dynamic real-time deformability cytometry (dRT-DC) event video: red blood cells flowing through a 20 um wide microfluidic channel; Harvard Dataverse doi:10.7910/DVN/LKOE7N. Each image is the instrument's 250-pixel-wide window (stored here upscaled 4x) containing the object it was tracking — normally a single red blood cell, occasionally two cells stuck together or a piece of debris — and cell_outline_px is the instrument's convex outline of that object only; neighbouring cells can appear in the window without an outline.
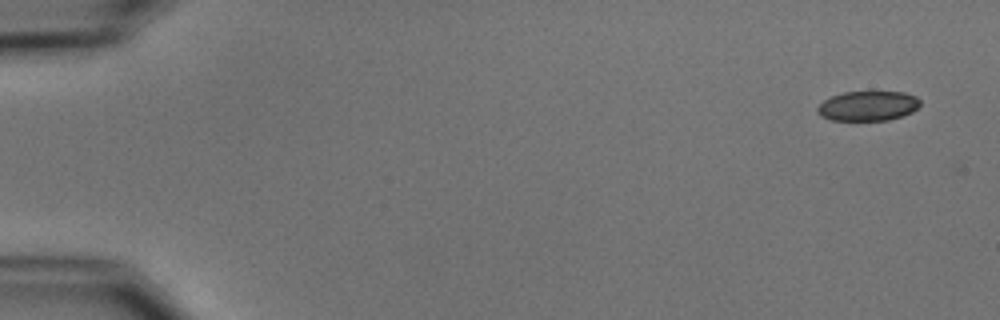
{"species": "common noctule bat (a hibernating species)", "species_latin": "Nyctalus noctula", "temperature_condition": "cold", "stored_images_in_passage": 6, "camera_frame_rate_fps": 3000, "um_per_image_px": 0.085, "animal": {"sex": "male", "body_mass_g": 15.6}, "frame": {"image": 1, "passage_image": 1, "time_ms": 0.0, "image_size_px": [1000, 320], "cell_outline_px": [[920, 104], [912, 112], [888, 120], [832, 120], [820, 116], [816, 112], [816, 108], [824, 100], [832, 96], [844, 92], [904, 92], [916, 96], [920, 100]], "centroid_in_image_um": [73.75, 9.0], "position_along_channel_um": 11.2, "area_um2": 17.74}}
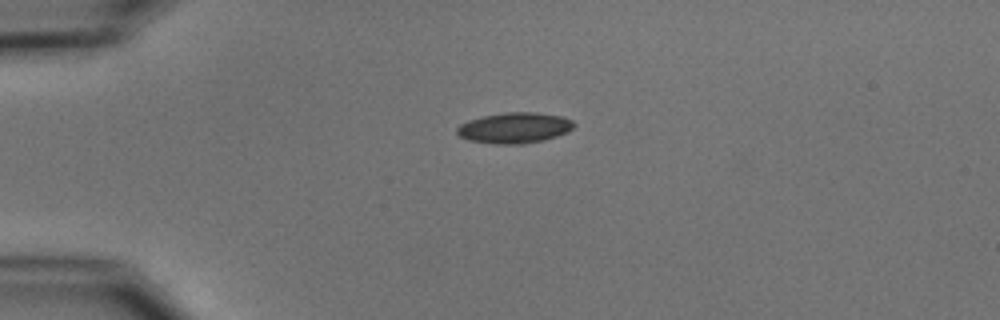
{"frame": {"image": 2, "passage_image": 4, "time_ms": 3.667, "image_size_px": [1000, 320], "cell_outline_px": [[576, 124], [568, 132], [544, 140], [524, 144], [496, 144], [468, 140], [460, 136], [456, 132], [456, 128], [460, 124], [468, 120], [480, 116], [504, 112], [536, 112], [564, 116], [572, 120]], "centroid_in_image_um": [43.74, 10.86], "position_along_channel_um": 41.3, "area_um2": 21.21}}